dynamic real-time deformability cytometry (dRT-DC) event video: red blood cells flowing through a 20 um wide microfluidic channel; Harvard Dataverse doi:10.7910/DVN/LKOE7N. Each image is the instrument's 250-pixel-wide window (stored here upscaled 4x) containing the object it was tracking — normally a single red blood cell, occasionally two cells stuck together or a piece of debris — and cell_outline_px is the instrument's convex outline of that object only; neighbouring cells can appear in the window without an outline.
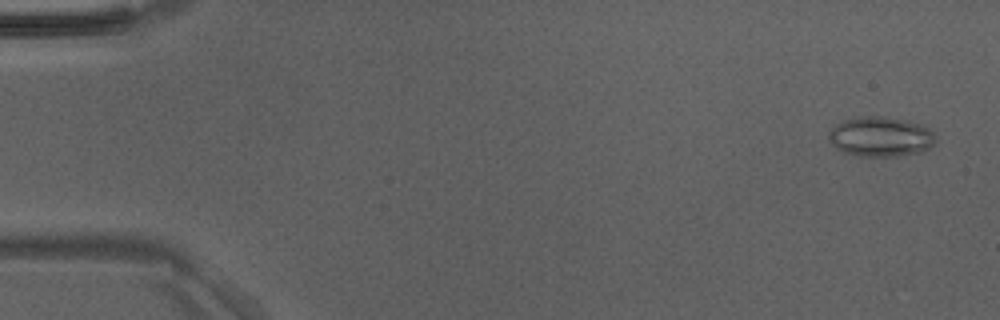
{"species": "Egyptian fruit bat (a non-hibernating species)", "species_latin": "Rousettus aegyptiacus", "temperature_condition": "room temperature", "stored_images_in_passage": 30, "camera_frame_rate_fps": 3000, "um_per_image_px": 0.085, "animal": {"sex": "male"}, "frame": {"image": 1, "passage_image": 2, "time_ms": 0.333, "image_size_px": [1000, 320], "cell_outline_px": [[936, 144], [920, 152], [900, 156], [856, 156], [844, 152], [836, 148], [828, 140], [828, 132], [836, 124], [844, 120], [860, 116], [880, 116], [904, 120], [920, 124], [928, 128], [936, 136]], "centroid_in_image_um": [74.84, 11.62], "position_along_channel_um": 10.2, "area_um2": 24.97}}
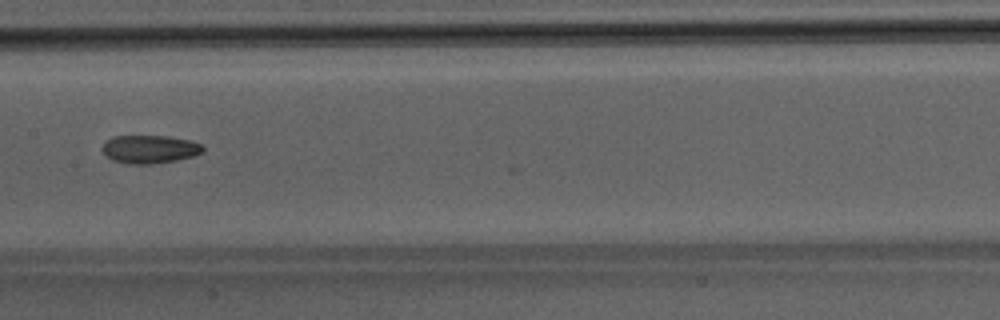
{"frame": {"image": 2, "passage_image": 25, "time_ms": 8.0, "image_size_px": [1000, 320], "cell_outline_px": [[204, 152], [196, 156], [176, 160], [148, 164], [128, 164], [112, 160], [104, 152], [104, 144], [112, 136], [168, 136], [188, 140], [200, 144], [204, 148]], "centroid_in_image_um": [12.77, 12.68], "position_along_channel_um": 194.6, "area_um2": 16.36}}
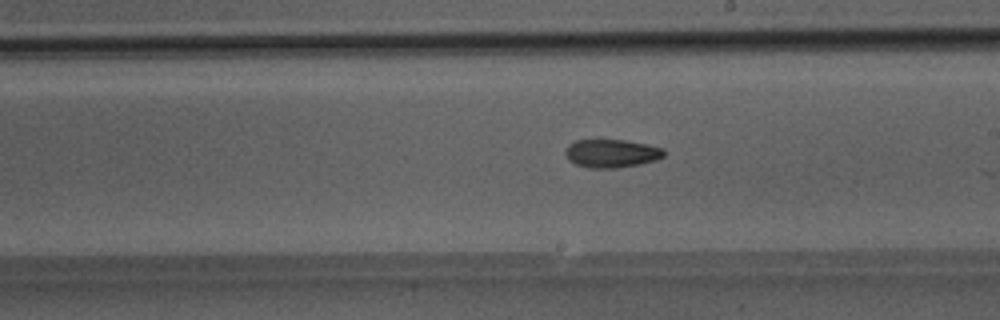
{"frame": {"image": 3, "passage_image": 28, "time_ms": 9.0, "image_size_px": [1000, 320], "cell_outline_px": [[664, 156], [656, 160], [640, 164], [616, 168], [588, 168], [576, 164], [568, 160], [564, 152], [568, 144], [576, 140], [624, 140], [664, 148]], "centroid_in_image_um": [51.95, 13.04], "position_along_channel_um": 237.1, "area_um2": 16.24}}